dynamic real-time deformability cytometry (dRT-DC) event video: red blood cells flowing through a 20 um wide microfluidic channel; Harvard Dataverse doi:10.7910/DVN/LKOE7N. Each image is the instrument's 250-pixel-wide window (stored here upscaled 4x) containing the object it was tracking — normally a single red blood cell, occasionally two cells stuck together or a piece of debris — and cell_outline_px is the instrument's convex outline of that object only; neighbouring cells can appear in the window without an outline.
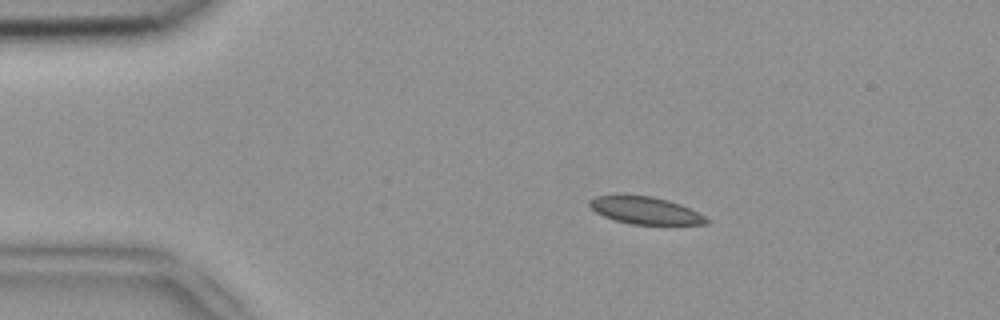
{"species": "common noctule bat (a hibernating species)", "species_latin": "Nyctalus noctula", "temperature_condition": "room temperature", "stored_images_in_passage": 44, "camera_frame_rate_fps": 3000, "um_per_image_px": 0.085, "animal": {"sex": "female", "body_mass_g": 18.4}, "frame": {"image": 1, "passage_image": 2, "time_ms": 0.333, "image_size_px": [1000, 320], "cell_outline_px": [[708, 224], [632, 224], [616, 220], [604, 216], [596, 212], [588, 204], [588, 200], [596, 196], [652, 196], [668, 200], [680, 204], [704, 216], [708, 220]], "centroid_in_image_um": [54.83, 17.89], "position_along_channel_um": 30.2, "area_um2": 18.09}}
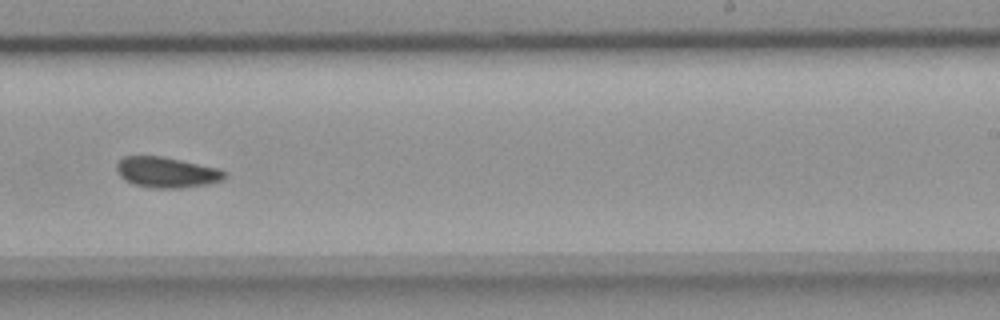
{"frame": {"image": 2, "passage_image": 25, "time_ms": 8.0, "image_size_px": [1000, 320], "cell_outline_px": [[228, 176], [224, 180], [208, 184], [180, 188], [148, 188], [132, 184], [124, 180], [120, 176], [116, 168], [116, 164], [124, 156], [160, 156], [220, 168]], "centroid_in_image_um": [14.17, 14.66], "position_along_channel_um": 274.8, "area_um2": 19.42}}
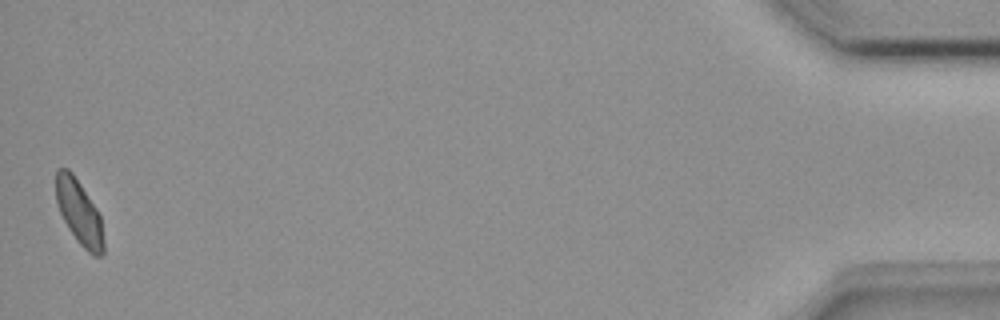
{"frame": {"image": 3, "passage_image": 44, "time_ms": 14.333, "image_size_px": [1000, 320], "cell_outline_px": [[104, 252], [100, 256], [92, 256], [76, 240], [64, 220], [60, 212], [56, 200], [56, 168], [68, 168], [72, 172], [96, 208], [100, 216], [104, 240]], "centroid_in_image_um": [6.73, 18.06], "position_along_channel_um": 428.5, "area_um2": 17.8}, "authors_computed_cell_mechanics": {"area_um2": 18.9295, "velocity_mm_per_s": 3.8942, "shape_relaxation_time_tau1_ms": 3.8027, "shape_relaxation_time_tau2_ms": 2.8717, "deformation_change_tau1": 0.0919, "deformation_change_tau2": 0.0743}}